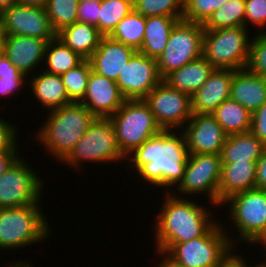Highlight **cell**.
<instances>
[{
  "label": "cell",
  "mask_w": 266,
  "mask_h": 267,
  "mask_svg": "<svg viewBox=\"0 0 266 267\" xmlns=\"http://www.w3.org/2000/svg\"><path fill=\"white\" fill-rule=\"evenodd\" d=\"M188 149L181 130H162L130 153L126 169L135 171L141 183L171 192L185 173Z\"/></svg>",
  "instance_id": "cell-1"
},
{
  "label": "cell",
  "mask_w": 266,
  "mask_h": 267,
  "mask_svg": "<svg viewBox=\"0 0 266 267\" xmlns=\"http://www.w3.org/2000/svg\"><path fill=\"white\" fill-rule=\"evenodd\" d=\"M163 193L162 207L151 225L154 227V251L160 257L176 243L203 236L218 221L211 208L199 205L203 202L199 203L198 198L195 201L174 196L171 192Z\"/></svg>",
  "instance_id": "cell-2"
},
{
  "label": "cell",
  "mask_w": 266,
  "mask_h": 267,
  "mask_svg": "<svg viewBox=\"0 0 266 267\" xmlns=\"http://www.w3.org/2000/svg\"><path fill=\"white\" fill-rule=\"evenodd\" d=\"M96 117L81 103L71 102L47 112L34 137L47 155L61 163L79 142Z\"/></svg>",
  "instance_id": "cell-3"
},
{
  "label": "cell",
  "mask_w": 266,
  "mask_h": 267,
  "mask_svg": "<svg viewBox=\"0 0 266 267\" xmlns=\"http://www.w3.org/2000/svg\"><path fill=\"white\" fill-rule=\"evenodd\" d=\"M41 211V206L0 208V251L23 250L44 243L52 234V226Z\"/></svg>",
  "instance_id": "cell-4"
},
{
  "label": "cell",
  "mask_w": 266,
  "mask_h": 267,
  "mask_svg": "<svg viewBox=\"0 0 266 267\" xmlns=\"http://www.w3.org/2000/svg\"><path fill=\"white\" fill-rule=\"evenodd\" d=\"M224 205L227 206L226 211L229 214L227 222L231 223L229 226H234L232 232L236 231L239 234H236V237L235 234L226 230L228 224L224 221L222 226L230 242L234 247H238L239 241L241 244L246 243V246L250 244L251 247L266 229V191L258 188L249 189L228 198L222 203L220 209Z\"/></svg>",
  "instance_id": "cell-5"
},
{
  "label": "cell",
  "mask_w": 266,
  "mask_h": 267,
  "mask_svg": "<svg viewBox=\"0 0 266 267\" xmlns=\"http://www.w3.org/2000/svg\"><path fill=\"white\" fill-rule=\"evenodd\" d=\"M221 220L203 236L174 244L162 258L174 267H215L234 247Z\"/></svg>",
  "instance_id": "cell-6"
},
{
  "label": "cell",
  "mask_w": 266,
  "mask_h": 267,
  "mask_svg": "<svg viewBox=\"0 0 266 267\" xmlns=\"http://www.w3.org/2000/svg\"><path fill=\"white\" fill-rule=\"evenodd\" d=\"M120 161L126 163L127 160L118 147L110 119L95 118L70 154L61 163L65 167L69 166L70 169H75V171L80 170V173L85 168L83 162L86 164L88 162L122 164Z\"/></svg>",
  "instance_id": "cell-7"
},
{
  "label": "cell",
  "mask_w": 266,
  "mask_h": 267,
  "mask_svg": "<svg viewBox=\"0 0 266 267\" xmlns=\"http://www.w3.org/2000/svg\"><path fill=\"white\" fill-rule=\"evenodd\" d=\"M109 119L118 147L125 157L144 141L162 131L144 99L125 100Z\"/></svg>",
  "instance_id": "cell-8"
},
{
  "label": "cell",
  "mask_w": 266,
  "mask_h": 267,
  "mask_svg": "<svg viewBox=\"0 0 266 267\" xmlns=\"http://www.w3.org/2000/svg\"><path fill=\"white\" fill-rule=\"evenodd\" d=\"M246 27L204 30L203 57L215 69L238 70L246 68L251 39Z\"/></svg>",
  "instance_id": "cell-9"
},
{
  "label": "cell",
  "mask_w": 266,
  "mask_h": 267,
  "mask_svg": "<svg viewBox=\"0 0 266 267\" xmlns=\"http://www.w3.org/2000/svg\"><path fill=\"white\" fill-rule=\"evenodd\" d=\"M221 170V154H189L183 178L171 193L182 198L206 195L204 201L217 210Z\"/></svg>",
  "instance_id": "cell-10"
},
{
  "label": "cell",
  "mask_w": 266,
  "mask_h": 267,
  "mask_svg": "<svg viewBox=\"0 0 266 267\" xmlns=\"http://www.w3.org/2000/svg\"><path fill=\"white\" fill-rule=\"evenodd\" d=\"M33 167L20 154L0 176V208L41 206L45 179Z\"/></svg>",
  "instance_id": "cell-11"
},
{
  "label": "cell",
  "mask_w": 266,
  "mask_h": 267,
  "mask_svg": "<svg viewBox=\"0 0 266 267\" xmlns=\"http://www.w3.org/2000/svg\"><path fill=\"white\" fill-rule=\"evenodd\" d=\"M204 30L203 24L183 19L175 24L166 48L157 59L162 79L190 61L203 56Z\"/></svg>",
  "instance_id": "cell-12"
},
{
  "label": "cell",
  "mask_w": 266,
  "mask_h": 267,
  "mask_svg": "<svg viewBox=\"0 0 266 267\" xmlns=\"http://www.w3.org/2000/svg\"><path fill=\"white\" fill-rule=\"evenodd\" d=\"M162 130H182L192 116L191 96L163 80L144 98Z\"/></svg>",
  "instance_id": "cell-13"
},
{
  "label": "cell",
  "mask_w": 266,
  "mask_h": 267,
  "mask_svg": "<svg viewBox=\"0 0 266 267\" xmlns=\"http://www.w3.org/2000/svg\"><path fill=\"white\" fill-rule=\"evenodd\" d=\"M3 36H29L50 41L57 37L46 9L13 3L0 13Z\"/></svg>",
  "instance_id": "cell-14"
},
{
  "label": "cell",
  "mask_w": 266,
  "mask_h": 267,
  "mask_svg": "<svg viewBox=\"0 0 266 267\" xmlns=\"http://www.w3.org/2000/svg\"><path fill=\"white\" fill-rule=\"evenodd\" d=\"M163 79L157 59L136 51L123 68L116 81L126 100L144 99Z\"/></svg>",
  "instance_id": "cell-15"
},
{
  "label": "cell",
  "mask_w": 266,
  "mask_h": 267,
  "mask_svg": "<svg viewBox=\"0 0 266 267\" xmlns=\"http://www.w3.org/2000/svg\"><path fill=\"white\" fill-rule=\"evenodd\" d=\"M188 154H221L227 134L212 114H194L183 127Z\"/></svg>",
  "instance_id": "cell-16"
},
{
  "label": "cell",
  "mask_w": 266,
  "mask_h": 267,
  "mask_svg": "<svg viewBox=\"0 0 266 267\" xmlns=\"http://www.w3.org/2000/svg\"><path fill=\"white\" fill-rule=\"evenodd\" d=\"M116 81L91 71L81 103L96 117H111L125 102Z\"/></svg>",
  "instance_id": "cell-17"
},
{
  "label": "cell",
  "mask_w": 266,
  "mask_h": 267,
  "mask_svg": "<svg viewBox=\"0 0 266 267\" xmlns=\"http://www.w3.org/2000/svg\"><path fill=\"white\" fill-rule=\"evenodd\" d=\"M47 44V40L36 37L3 36V55L28 78L31 72L42 69Z\"/></svg>",
  "instance_id": "cell-18"
},
{
  "label": "cell",
  "mask_w": 266,
  "mask_h": 267,
  "mask_svg": "<svg viewBox=\"0 0 266 267\" xmlns=\"http://www.w3.org/2000/svg\"><path fill=\"white\" fill-rule=\"evenodd\" d=\"M234 70L214 69L203 86L191 96L194 114H212L226 99L230 98Z\"/></svg>",
  "instance_id": "cell-19"
},
{
  "label": "cell",
  "mask_w": 266,
  "mask_h": 267,
  "mask_svg": "<svg viewBox=\"0 0 266 267\" xmlns=\"http://www.w3.org/2000/svg\"><path fill=\"white\" fill-rule=\"evenodd\" d=\"M136 50L123 43L103 36L99 46L88 59L92 70L104 77L117 81L119 74Z\"/></svg>",
  "instance_id": "cell-20"
},
{
  "label": "cell",
  "mask_w": 266,
  "mask_h": 267,
  "mask_svg": "<svg viewBox=\"0 0 266 267\" xmlns=\"http://www.w3.org/2000/svg\"><path fill=\"white\" fill-rule=\"evenodd\" d=\"M257 161L222 163L218 207L234 194L256 188Z\"/></svg>",
  "instance_id": "cell-21"
},
{
  "label": "cell",
  "mask_w": 266,
  "mask_h": 267,
  "mask_svg": "<svg viewBox=\"0 0 266 267\" xmlns=\"http://www.w3.org/2000/svg\"><path fill=\"white\" fill-rule=\"evenodd\" d=\"M230 98L255 112L266 102V79L247 68L234 70Z\"/></svg>",
  "instance_id": "cell-22"
},
{
  "label": "cell",
  "mask_w": 266,
  "mask_h": 267,
  "mask_svg": "<svg viewBox=\"0 0 266 267\" xmlns=\"http://www.w3.org/2000/svg\"><path fill=\"white\" fill-rule=\"evenodd\" d=\"M35 73H31L27 79V88L29 90L31 87L30 93L36 98L37 104L42 106L40 108L51 111L71 103L60 75L50 74L44 70Z\"/></svg>",
  "instance_id": "cell-23"
},
{
  "label": "cell",
  "mask_w": 266,
  "mask_h": 267,
  "mask_svg": "<svg viewBox=\"0 0 266 267\" xmlns=\"http://www.w3.org/2000/svg\"><path fill=\"white\" fill-rule=\"evenodd\" d=\"M214 69L213 65L201 56L171 72L163 81L170 87L192 96L203 86Z\"/></svg>",
  "instance_id": "cell-24"
},
{
  "label": "cell",
  "mask_w": 266,
  "mask_h": 267,
  "mask_svg": "<svg viewBox=\"0 0 266 267\" xmlns=\"http://www.w3.org/2000/svg\"><path fill=\"white\" fill-rule=\"evenodd\" d=\"M102 37L96 26L78 21L57 33L60 41L85 60L94 53Z\"/></svg>",
  "instance_id": "cell-25"
},
{
  "label": "cell",
  "mask_w": 266,
  "mask_h": 267,
  "mask_svg": "<svg viewBox=\"0 0 266 267\" xmlns=\"http://www.w3.org/2000/svg\"><path fill=\"white\" fill-rule=\"evenodd\" d=\"M266 145L252 132L227 135L221 152L222 163L258 161Z\"/></svg>",
  "instance_id": "cell-26"
},
{
  "label": "cell",
  "mask_w": 266,
  "mask_h": 267,
  "mask_svg": "<svg viewBox=\"0 0 266 267\" xmlns=\"http://www.w3.org/2000/svg\"><path fill=\"white\" fill-rule=\"evenodd\" d=\"M181 19L169 16L146 17L143 43L138 51L150 58L158 59L166 48L175 24Z\"/></svg>",
  "instance_id": "cell-27"
},
{
  "label": "cell",
  "mask_w": 266,
  "mask_h": 267,
  "mask_svg": "<svg viewBox=\"0 0 266 267\" xmlns=\"http://www.w3.org/2000/svg\"><path fill=\"white\" fill-rule=\"evenodd\" d=\"M227 135L250 131L252 113L235 100L228 98L212 113Z\"/></svg>",
  "instance_id": "cell-28"
},
{
  "label": "cell",
  "mask_w": 266,
  "mask_h": 267,
  "mask_svg": "<svg viewBox=\"0 0 266 267\" xmlns=\"http://www.w3.org/2000/svg\"><path fill=\"white\" fill-rule=\"evenodd\" d=\"M84 60L78 53L72 51L56 37L48 41L42 70L50 74L62 75L77 67Z\"/></svg>",
  "instance_id": "cell-29"
},
{
  "label": "cell",
  "mask_w": 266,
  "mask_h": 267,
  "mask_svg": "<svg viewBox=\"0 0 266 267\" xmlns=\"http://www.w3.org/2000/svg\"><path fill=\"white\" fill-rule=\"evenodd\" d=\"M145 30L146 17L132 10L117 24L109 37L138 51L143 43Z\"/></svg>",
  "instance_id": "cell-30"
},
{
  "label": "cell",
  "mask_w": 266,
  "mask_h": 267,
  "mask_svg": "<svg viewBox=\"0 0 266 267\" xmlns=\"http://www.w3.org/2000/svg\"><path fill=\"white\" fill-rule=\"evenodd\" d=\"M245 27V0H228L203 23L205 30Z\"/></svg>",
  "instance_id": "cell-31"
},
{
  "label": "cell",
  "mask_w": 266,
  "mask_h": 267,
  "mask_svg": "<svg viewBox=\"0 0 266 267\" xmlns=\"http://www.w3.org/2000/svg\"><path fill=\"white\" fill-rule=\"evenodd\" d=\"M133 10V0H101L98 31L109 36L117 24Z\"/></svg>",
  "instance_id": "cell-32"
},
{
  "label": "cell",
  "mask_w": 266,
  "mask_h": 267,
  "mask_svg": "<svg viewBox=\"0 0 266 267\" xmlns=\"http://www.w3.org/2000/svg\"><path fill=\"white\" fill-rule=\"evenodd\" d=\"M78 4L79 0H48L45 9L56 34L77 22Z\"/></svg>",
  "instance_id": "cell-33"
},
{
  "label": "cell",
  "mask_w": 266,
  "mask_h": 267,
  "mask_svg": "<svg viewBox=\"0 0 266 267\" xmlns=\"http://www.w3.org/2000/svg\"><path fill=\"white\" fill-rule=\"evenodd\" d=\"M91 71L90 61L84 60L77 67L60 75L71 102L83 100Z\"/></svg>",
  "instance_id": "cell-34"
},
{
  "label": "cell",
  "mask_w": 266,
  "mask_h": 267,
  "mask_svg": "<svg viewBox=\"0 0 266 267\" xmlns=\"http://www.w3.org/2000/svg\"><path fill=\"white\" fill-rule=\"evenodd\" d=\"M133 10L145 17L183 18L184 0H133Z\"/></svg>",
  "instance_id": "cell-35"
},
{
  "label": "cell",
  "mask_w": 266,
  "mask_h": 267,
  "mask_svg": "<svg viewBox=\"0 0 266 267\" xmlns=\"http://www.w3.org/2000/svg\"><path fill=\"white\" fill-rule=\"evenodd\" d=\"M228 0H184L183 20L203 24Z\"/></svg>",
  "instance_id": "cell-36"
},
{
  "label": "cell",
  "mask_w": 266,
  "mask_h": 267,
  "mask_svg": "<svg viewBox=\"0 0 266 267\" xmlns=\"http://www.w3.org/2000/svg\"><path fill=\"white\" fill-rule=\"evenodd\" d=\"M252 37L246 68L266 79V33L257 32Z\"/></svg>",
  "instance_id": "cell-37"
},
{
  "label": "cell",
  "mask_w": 266,
  "mask_h": 267,
  "mask_svg": "<svg viewBox=\"0 0 266 267\" xmlns=\"http://www.w3.org/2000/svg\"><path fill=\"white\" fill-rule=\"evenodd\" d=\"M255 26L258 33H266V0H245V27Z\"/></svg>",
  "instance_id": "cell-38"
},
{
  "label": "cell",
  "mask_w": 266,
  "mask_h": 267,
  "mask_svg": "<svg viewBox=\"0 0 266 267\" xmlns=\"http://www.w3.org/2000/svg\"><path fill=\"white\" fill-rule=\"evenodd\" d=\"M0 118V152L6 151H19L20 145L19 137L20 134L16 123H11L9 119ZM14 124V125H13Z\"/></svg>",
  "instance_id": "cell-39"
},
{
  "label": "cell",
  "mask_w": 266,
  "mask_h": 267,
  "mask_svg": "<svg viewBox=\"0 0 266 267\" xmlns=\"http://www.w3.org/2000/svg\"><path fill=\"white\" fill-rule=\"evenodd\" d=\"M100 5L101 0H79L77 21L91 24L98 28Z\"/></svg>",
  "instance_id": "cell-40"
},
{
  "label": "cell",
  "mask_w": 266,
  "mask_h": 267,
  "mask_svg": "<svg viewBox=\"0 0 266 267\" xmlns=\"http://www.w3.org/2000/svg\"><path fill=\"white\" fill-rule=\"evenodd\" d=\"M250 132L266 145V102L252 113Z\"/></svg>",
  "instance_id": "cell-41"
},
{
  "label": "cell",
  "mask_w": 266,
  "mask_h": 267,
  "mask_svg": "<svg viewBox=\"0 0 266 267\" xmlns=\"http://www.w3.org/2000/svg\"><path fill=\"white\" fill-rule=\"evenodd\" d=\"M26 77H4L0 78V98H9L10 96L16 95L15 93H19L22 88L27 86ZM26 85V86H24ZM14 94V95H13Z\"/></svg>",
  "instance_id": "cell-42"
},
{
  "label": "cell",
  "mask_w": 266,
  "mask_h": 267,
  "mask_svg": "<svg viewBox=\"0 0 266 267\" xmlns=\"http://www.w3.org/2000/svg\"><path fill=\"white\" fill-rule=\"evenodd\" d=\"M236 247H233L219 262L215 267H258L262 261L256 263L255 265L253 264L250 265L248 264V260L246 259L247 257H244L242 253L237 254L238 250H234ZM243 256V257H242ZM246 260V261H245Z\"/></svg>",
  "instance_id": "cell-43"
},
{
  "label": "cell",
  "mask_w": 266,
  "mask_h": 267,
  "mask_svg": "<svg viewBox=\"0 0 266 267\" xmlns=\"http://www.w3.org/2000/svg\"><path fill=\"white\" fill-rule=\"evenodd\" d=\"M256 188L266 191V149L257 161Z\"/></svg>",
  "instance_id": "cell-44"
},
{
  "label": "cell",
  "mask_w": 266,
  "mask_h": 267,
  "mask_svg": "<svg viewBox=\"0 0 266 267\" xmlns=\"http://www.w3.org/2000/svg\"><path fill=\"white\" fill-rule=\"evenodd\" d=\"M4 77H25L5 56L0 57V78Z\"/></svg>",
  "instance_id": "cell-45"
},
{
  "label": "cell",
  "mask_w": 266,
  "mask_h": 267,
  "mask_svg": "<svg viewBox=\"0 0 266 267\" xmlns=\"http://www.w3.org/2000/svg\"><path fill=\"white\" fill-rule=\"evenodd\" d=\"M21 151L0 152V176L6 172L9 166L20 156Z\"/></svg>",
  "instance_id": "cell-46"
},
{
  "label": "cell",
  "mask_w": 266,
  "mask_h": 267,
  "mask_svg": "<svg viewBox=\"0 0 266 267\" xmlns=\"http://www.w3.org/2000/svg\"><path fill=\"white\" fill-rule=\"evenodd\" d=\"M48 0H15V3L31 6V7H42L45 8Z\"/></svg>",
  "instance_id": "cell-47"
},
{
  "label": "cell",
  "mask_w": 266,
  "mask_h": 267,
  "mask_svg": "<svg viewBox=\"0 0 266 267\" xmlns=\"http://www.w3.org/2000/svg\"><path fill=\"white\" fill-rule=\"evenodd\" d=\"M254 245H251L253 248L255 247V245H258L260 246V248L265 252L262 251L263 254H265V257H266V229L265 231L259 236V238L253 243ZM262 263H266V258L265 260L262 259Z\"/></svg>",
  "instance_id": "cell-48"
},
{
  "label": "cell",
  "mask_w": 266,
  "mask_h": 267,
  "mask_svg": "<svg viewBox=\"0 0 266 267\" xmlns=\"http://www.w3.org/2000/svg\"><path fill=\"white\" fill-rule=\"evenodd\" d=\"M14 259L12 260V262L10 263L9 262V264L10 265H8V267H34L33 266V264H32V259H30V261H29V258H28V260H18L17 259V261H14Z\"/></svg>",
  "instance_id": "cell-49"
},
{
  "label": "cell",
  "mask_w": 266,
  "mask_h": 267,
  "mask_svg": "<svg viewBox=\"0 0 266 267\" xmlns=\"http://www.w3.org/2000/svg\"><path fill=\"white\" fill-rule=\"evenodd\" d=\"M15 3V0H0V13Z\"/></svg>",
  "instance_id": "cell-50"
},
{
  "label": "cell",
  "mask_w": 266,
  "mask_h": 267,
  "mask_svg": "<svg viewBox=\"0 0 266 267\" xmlns=\"http://www.w3.org/2000/svg\"><path fill=\"white\" fill-rule=\"evenodd\" d=\"M161 259L159 260L160 262L158 264H156L157 266L154 265V267H174V266L168 264L163 258H161Z\"/></svg>",
  "instance_id": "cell-51"
},
{
  "label": "cell",
  "mask_w": 266,
  "mask_h": 267,
  "mask_svg": "<svg viewBox=\"0 0 266 267\" xmlns=\"http://www.w3.org/2000/svg\"><path fill=\"white\" fill-rule=\"evenodd\" d=\"M4 54L3 35L0 33V57Z\"/></svg>",
  "instance_id": "cell-52"
},
{
  "label": "cell",
  "mask_w": 266,
  "mask_h": 267,
  "mask_svg": "<svg viewBox=\"0 0 266 267\" xmlns=\"http://www.w3.org/2000/svg\"><path fill=\"white\" fill-rule=\"evenodd\" d=\"M258 267H266V263H261Z\"/></svg>",
  "instance_id": "cell-53"
}]
</instances>
